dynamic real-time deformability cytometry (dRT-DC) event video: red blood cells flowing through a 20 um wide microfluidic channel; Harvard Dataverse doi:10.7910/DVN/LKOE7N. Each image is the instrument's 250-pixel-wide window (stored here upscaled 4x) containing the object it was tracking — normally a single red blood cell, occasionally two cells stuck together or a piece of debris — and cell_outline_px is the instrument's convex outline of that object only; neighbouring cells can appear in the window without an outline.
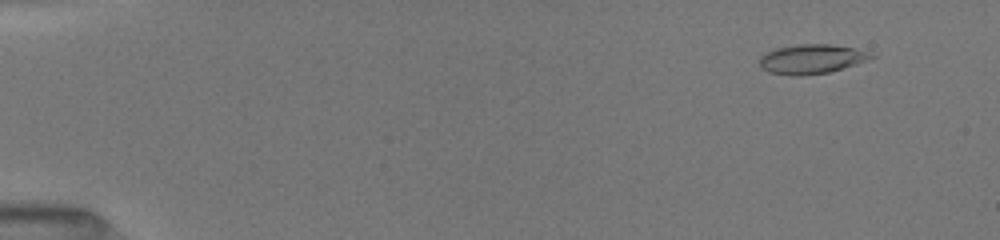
{"species": "common noctule bat (a hibernating species)", "species_latin": "Nyctalus noctula", "temperature_condition": "room temperature", "stored_images_in_passage": 52, "camera_frame_rate_fps": 3000, "um_per_image_px": 0.085, "animal": {"sex": "female", "body_mass_g": 19.5, "forearm_length_mm": 54.1}, "frame": {"image": 1, "passage_image": 5, "time_ms": 1.333, "image_size_px": [1000, 240], "cell_outline_px": [[876, 56], [868, 60], [856, 64], [828, 72], [800, 76], [792, 76], [768, 72], [760, 68], [760, 56], [776, 48], [800, 44], [832, 44], [856, 48], [872, 52]], "centroid_in_image_um": [69.0, 5.01], "position_along_channel_um": 16.0, "area_um2": 19.25}}
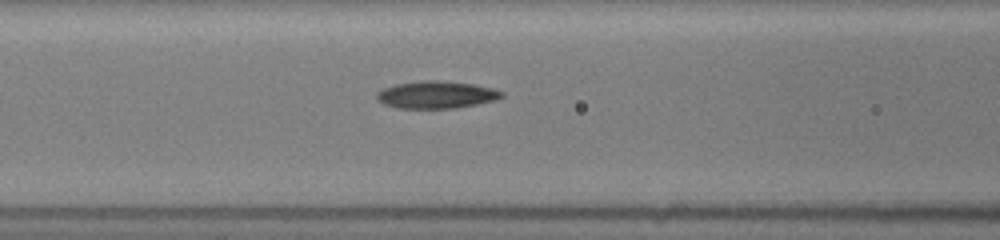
{"frame": {"image": 2, "passage_image": 23, "time_ms": 7.333, "image_size_px": [1000, 240], "cell_outline_px": [[504, 96], [496, 100], [456, 108], [396, 108], [384, 104], [376, 100], [376, 92], [384, 88], [396, 84], [420, 80], [436, 80], [472, 84], [492, 88], [504, 92]], "centroid_in_image_um": [37.06, 8.05], "position_along_channel_um": 129.5, "area_um2": 19.94}}
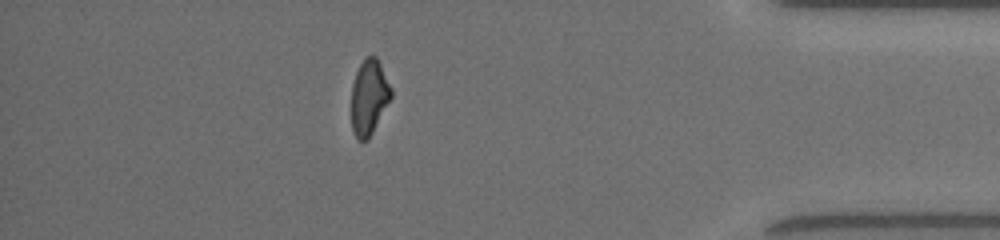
{"frame": {"image": 3, "passage_image": 46, "time_ms": 15.0, "image_size_px": [1000, 240], "cell_outline_px": [[392, 96], [368, 140], [356, 140], [352, 128], [352, 84], [356, 72], [360, 64], [368, 56], [376, 56], [392, 88]], "centroid_in_image_um": [31.37, 8.27], "position_along_channel_um": 403.8, "area_um2": 17.22}, "authors_computed_cell_mechanics": {"area_um2": 18.8139, "velocity_mm_per_s": 4.0316, "shape_relaxation_time_tau1_ms": 9.1993, "shape_relaxation_time_tau2_ms": 3.9336, "deformation_change_tau1": 0.2522, "deformation_change_tau2": 0.1016}}